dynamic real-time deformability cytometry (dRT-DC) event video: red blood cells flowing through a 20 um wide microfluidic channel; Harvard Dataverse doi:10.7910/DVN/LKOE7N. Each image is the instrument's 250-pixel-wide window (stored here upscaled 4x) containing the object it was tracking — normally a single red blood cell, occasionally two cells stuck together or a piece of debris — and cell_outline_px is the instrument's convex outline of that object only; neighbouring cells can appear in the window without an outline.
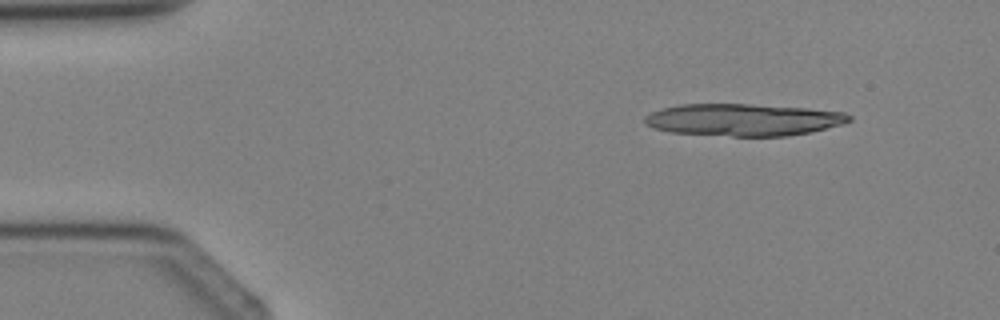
{"species": "Egyptian fruit bat (a non-hibernating species)", "species_latin": "Rousettus aegyptiacus", "temperature_condition": "cold", "stored_images_in_passage": 4, "segment_of_instrument_passage": [2, 2], "camera_frame_rate_fps": 3000, "um_per_image_px": 0.085, "animal": {"sex": "female"}, "frame": {"image": 1, "passage_image": 4, "time_ms": 4.667, "image_size_px": [1000, 320], "cell_outline_px": [[852, 120], [844, 124], [808, 132], [788, 136], [732, 136], [672, 132], [656, 128], [648, 124], [644, 120], [644, 116], [660, 108], [680, 104], [748, 104], [808, 108], [844, 112], [852, 116]], "centroid_in_image_um": [63.21, 10.17], "position_along_channel_um": 21.8, "area_um2": 38.15}}